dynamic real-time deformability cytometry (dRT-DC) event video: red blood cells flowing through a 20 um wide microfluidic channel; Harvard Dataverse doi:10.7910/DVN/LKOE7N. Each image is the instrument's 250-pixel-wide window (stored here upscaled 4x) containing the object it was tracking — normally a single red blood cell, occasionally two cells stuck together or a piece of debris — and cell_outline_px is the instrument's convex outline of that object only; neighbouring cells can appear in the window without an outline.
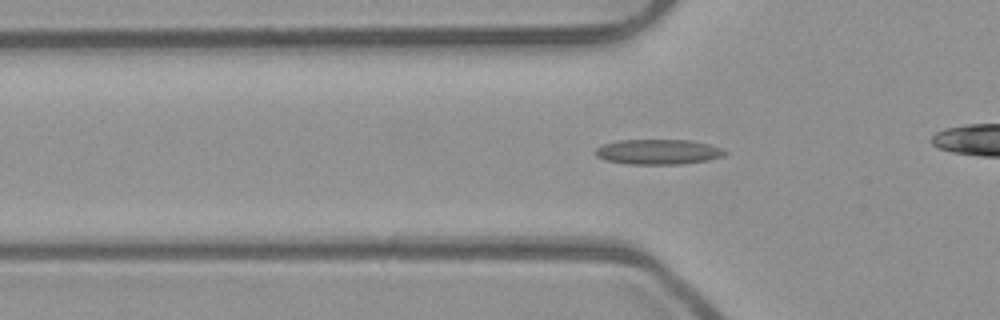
{"species": "common noctule bat (a hibernating species)", "species_latin": "Nyctalus noctula", "temperature_condition": "room temperature", "stored_images_in_passage": 30, "camera_frame_rate_fps": 3000, "um_per_image_px": 0.085, "animal": {"sex": "male", "body_mass_g": 23.1, "forearm_length_mm": 52.7}, "frame": {"image": 1, "passage_image": 5, "time_ms": 1.333, "image_size_px": [1000, 320], "cell_outline_px": [[728, 152], [724, 156], [708, 160], [680, 164], [628, 164], [604, 160], [596, 156], [592, 152], [596, 148], [604, 144], [616, 140], [692, 140], [724, 148]], "centroid_in_image_um": [55.94, 12.9], "position_along_channel_um": 69.9, "area_um2": 19.19}}
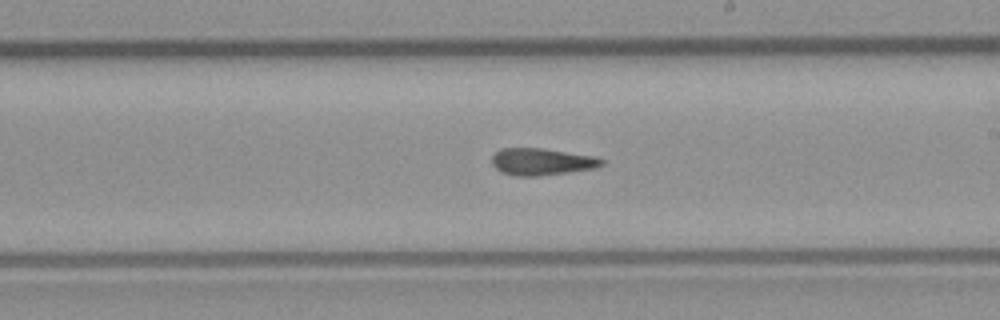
{"frame": {"image": 2, "passage_image": 18, "time_ms": 5.667, "image_size_px": [1000, 320], "cell_outline_px": [[604, 164], [596, 168], [568, 172], [536, 176], [516, 176], [500, 172], [492, 164], [492, 156], [500, 148], [544, 148], [596, 156], [604, 160]], "centroid_in_image_um": [46.06, 13.74], "position_along_channel_um": 242.9, "area_um2": 17.4}}
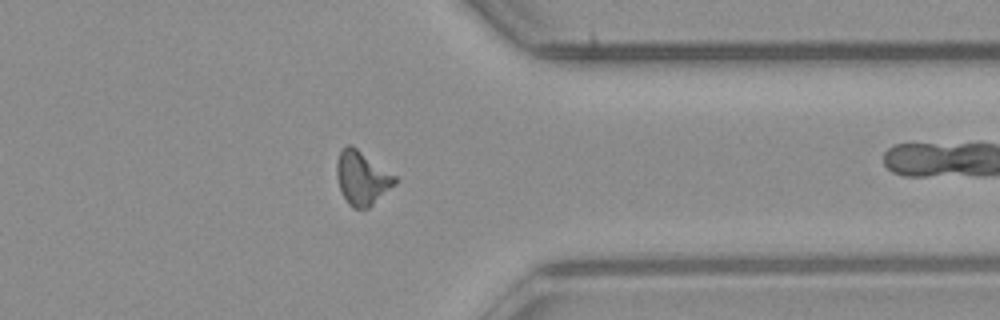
{"frame": {"image": 3, "passage_image": 29, "time_ms": 9.333, "image_size_px": [1000, 320], "cell_outline_px": [[396, 184], [368, 208], [352, 208], [348, 204], [340, 192], [336, 176], [336, 164], [340, 148], [348, 144], [352, 144], [396, 176]], "centroid_in_image_um": [30.73, 15.11], "position_along_channel_um": 380.7, "area_um2": 18.44}}